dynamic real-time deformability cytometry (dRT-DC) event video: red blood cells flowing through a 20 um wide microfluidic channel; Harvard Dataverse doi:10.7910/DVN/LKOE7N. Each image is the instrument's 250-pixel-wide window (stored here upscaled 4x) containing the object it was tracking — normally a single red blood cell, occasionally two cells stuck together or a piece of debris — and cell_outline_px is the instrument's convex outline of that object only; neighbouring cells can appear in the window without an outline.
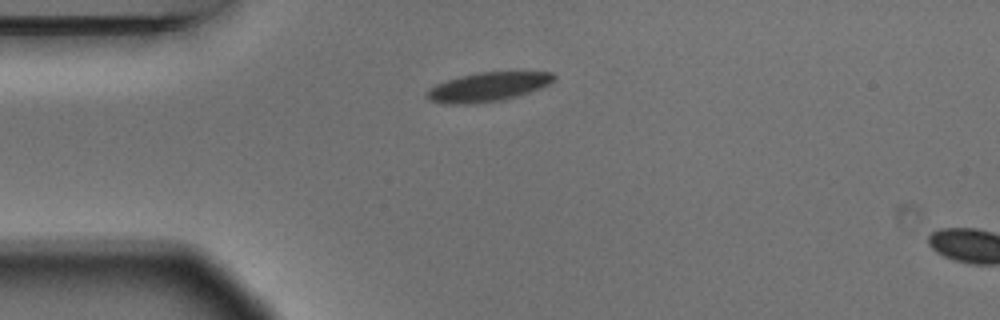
{"species": "Egyptian fruit bat (a non-hibernating species)", "species_latin": "Rousettus aegyptiacus", "temperature_condition": "warm", "stored_images_in_passage": 2, "camera_frame_rate_fps": 3000, "um_per_image_px": 0.085, "animal": {"sex": "male"}, "frame": {"image": 1, "passage_image": 1, "time_ms": 0.0, "image_size_px": [1000, 320], "cell_outline_px": [[556, 76], [548, 84], [540, 88], [504, 100], [472, 104], [444, 104], [428, 100], [424, 96], [424, 92], [428, 88], [436, 84], [460, 76], [476, 72], [552, 72]], "centroid_in_image_um": [41.38, 7.4], "position_along_channel_um": 43.6, "area_um2": 21.62}}